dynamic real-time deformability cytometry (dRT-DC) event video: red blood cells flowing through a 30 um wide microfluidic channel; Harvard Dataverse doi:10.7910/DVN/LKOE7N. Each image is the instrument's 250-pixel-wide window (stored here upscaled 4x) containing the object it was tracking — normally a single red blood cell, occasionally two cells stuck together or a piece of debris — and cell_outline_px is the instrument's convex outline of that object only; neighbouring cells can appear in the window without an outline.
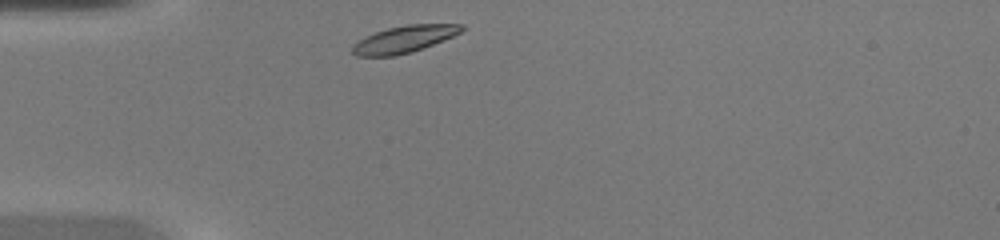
{"species": "common noctule bat (a hibernating species)", "species_latin": "Nyctalus noctula", "temperature_condition": "warm", "stored_images_in_passage": 27, "camera_frame_rate_fps": 3000, "um_per_image_px": 0.085, "animal": {"sex": "female", "body_mass_g": 20.0, "forearm_length_mm": 54.0}, "frame": {"image": 1, "passage_image": 1, "time_ms": 0.0, "image_size_px": [1000, 240], "cell_outline_px": [[468, 28], [444, 40], [412, 52], [396, 56], [356, 56], [352, 52], [352, 44], [364, 36], [388, 28], [408, 24], [464, 24]], "centroid_in_image_um": [34.35, 3.33], "position_along_channel_um": 50.6, "area_um2": 17.28}}
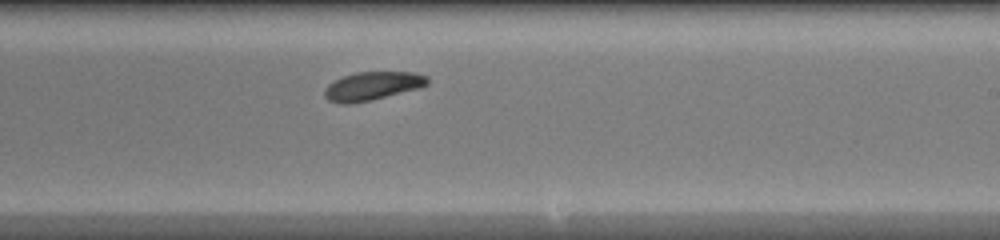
{"frame": {"image": 2, "passage_image": 16, "time_ms": 5.0, "image_size_px": [1000, 240], "cell_outline_px": [[428, 84], [420, 88], [372, 100], [348, 104], [340, 104], [328, 100], [324, 96], [324, 88], [328, 84], [344, 76], [356, 72], [412, 72], [428, 76]], "centroid_in_image_um": [31.65, 7.32], "position_along_channel_um": 257.4, "area_um2": 17.11}}
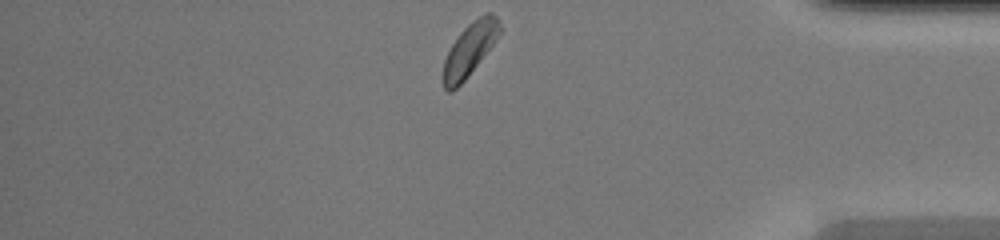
{"frame": {"image": 3, "passage_image": 27, "time_ms": 8.667, "image_size_px": [1000, 240], "cell_outline_px": [[500, 32], [496, 40], [464, 80], [452, 92], [448, 92], [444, 88], [440, 80], [440, 76], [444, 60], [452, 44], [460, 32], [472, 20], [484, 12], [492, 12], [500, 20]], "centroid_in_image_um": [39.88, 4.2], "position_along_channel_um": 395.3, "area_um2": 17.63}}